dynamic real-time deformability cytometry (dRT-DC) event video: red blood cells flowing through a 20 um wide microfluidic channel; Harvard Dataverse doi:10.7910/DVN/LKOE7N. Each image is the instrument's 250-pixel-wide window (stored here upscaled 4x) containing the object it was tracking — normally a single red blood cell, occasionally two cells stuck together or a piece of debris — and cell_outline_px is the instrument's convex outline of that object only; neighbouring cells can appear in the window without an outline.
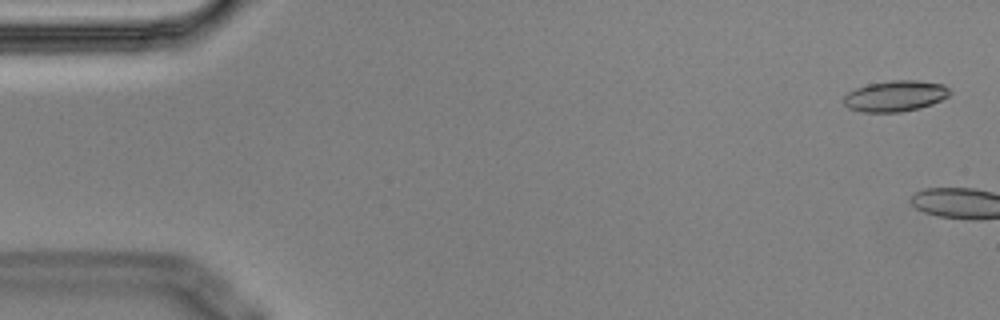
{"species": "Egyptian fruit bat (a non-hibernating species)", "species_latin": "Rousettus aegyptiacus", "temperature_condition": "cold", "stored_images_in_passage": 2, "camera_frame_rate_fps": 3000, "um_per_image_px": 0.085, "animal": {"sex": "male"}, "frame": {"image": 1, "passage_image": 1, "time_ms": 0.0, "image_size_px": [1000, 320], "cell_outline_px": [[952, 92], [948, 96], [932, 104], [920, 108], [900, 112], [864, 112], [848, 108], [844, 104], [844, 96], [848, 92], [856, 88], [868, 84], [892, 80], [920, 80], [944, 84]], "centroid_in_image_um": [76.11, 8.15], "position_along_channel_um": 8.9, "area_um2": 19.19}}